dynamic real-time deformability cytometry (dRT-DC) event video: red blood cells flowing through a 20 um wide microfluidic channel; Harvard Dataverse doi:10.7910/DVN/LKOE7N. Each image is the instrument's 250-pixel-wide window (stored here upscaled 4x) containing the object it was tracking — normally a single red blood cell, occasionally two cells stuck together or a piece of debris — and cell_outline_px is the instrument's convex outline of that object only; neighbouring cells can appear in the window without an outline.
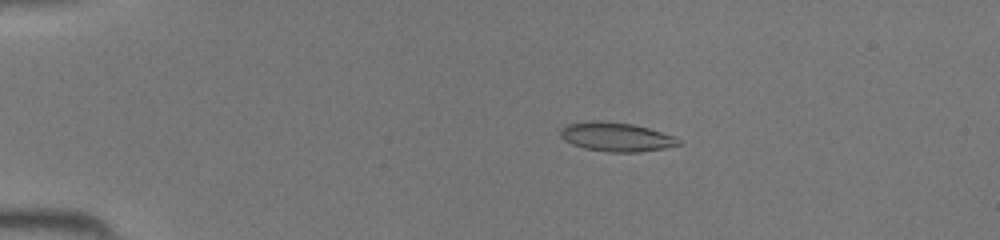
{"species": "common noctule bat (a hibernating species)", "species_latin": "Nyctalus noctula", "temperature_condition": "room temperature", "stored_images_in_passage": 45, "camera_frame_rate_fps": 3000, "um_per_image_px": 0.085, "animal": {"sex": "female", "body_mass_g": 19.5, "forearm_length_mm": 54.1}, "frame": {"image": 1, "passage_image": 10, "time_ms": 3.0, "image_size_px": [1000, 240], "cell_outline_px": [[680, 144], [664, 148], [640, 152], [608, 152], [584, 148], [572, 144], [564, 140], [560, 136], [560, 128], [568, 124], [588, 120], [604, 120], [632, 124], [648, 128], [676, 136], [680, 140]], "centroid_in_image_um": [52.35, 11.62], "position_along_channel_um": 32.6, "area_um2": 20.17}}
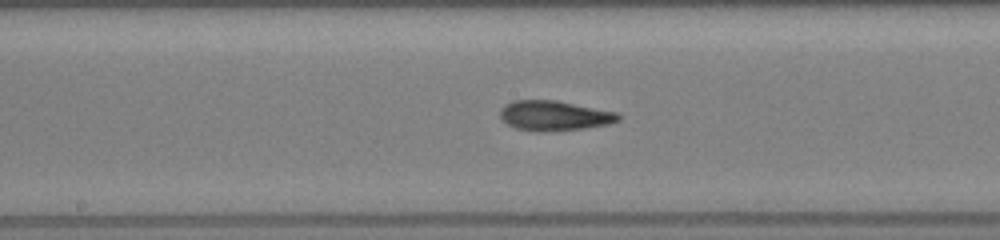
{"frame": {"image": 2, "passage_image": 25, "time_ms": 8.0, "image_size_px": [1000, 240], "cell_outline_px": [[620, 120], [608, 124], [584, 128], [540, 132], [536, 132], [516, 128], [508, 124], [500, 116], [500, 108], [504, 104], [512, 100], [556, 100], [616, 112], [620, 116]], "centroid_in_image_um": [47.08, 9.82], "position_along_channel_um": 201.1, "area_um2": 20.58}}
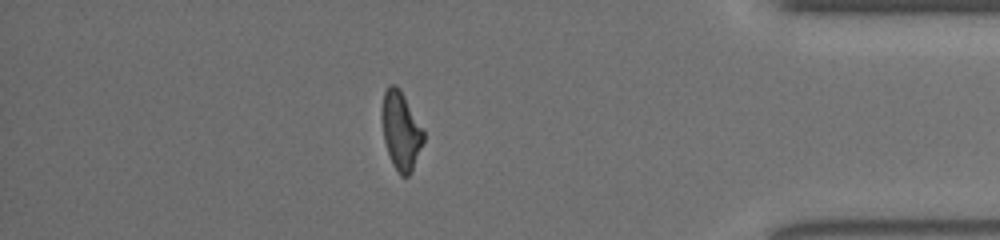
{"frame": {"image": 3, "passage_image": 40, "time_ms": 13.0, "image_size_px": [1000, 240], "cell_outline_px": [[424, 140], [412, 172], [408, 176], [400, 176], [392, 164], [384, 140], [380, 116], [384, 92], [388, 84], [396, 84], [400, 88], [424, 132]], "centroid_in_image_um": [34.05, 11.1], "position_along_channel_um": 401.1, "area_um2": 19.07}}